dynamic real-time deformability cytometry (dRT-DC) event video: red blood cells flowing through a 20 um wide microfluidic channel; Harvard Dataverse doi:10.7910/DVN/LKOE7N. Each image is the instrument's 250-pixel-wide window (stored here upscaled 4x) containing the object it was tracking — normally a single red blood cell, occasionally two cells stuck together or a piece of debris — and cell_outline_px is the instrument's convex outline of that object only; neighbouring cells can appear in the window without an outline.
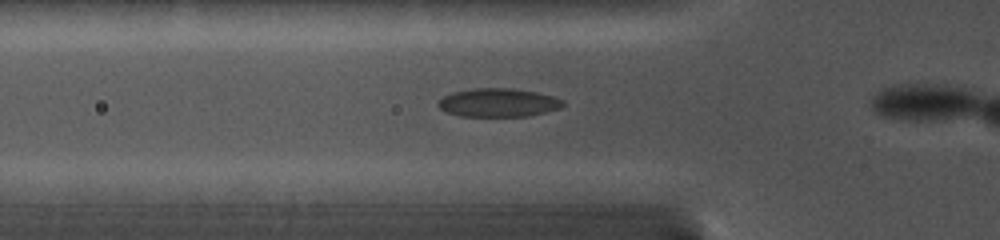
{"species": "common noctule bat (a hibernating species)", "species_latin": "Nyctalus noctula", "temperature_condition": "cold", "stored_images_in_passage": 9, "camera_frame_rate_fps": 5000, "um_per_image_px": 0.085, "animal": {"sex": "female", "body_mass_g": 19.0, "forearm_length_mm": 56.7}, "frame": {"image": 1, "passage_image": 2, "time_ms": 0.4, "image_size_px": [1000, 240], "cell_outline_px": [[564, 104], [560, 108], [528, 116], [460, 116], [448, 112], [440, 108], [436, 104], [444, 96], [452, 92], [472, 88], [512, 88], [536, 92], [552, 96], [564, 100]], "centroid_in_image_um": [42.35, 8.71], "position_along_channel_um": 83.5, "area_um2": 20.63}}
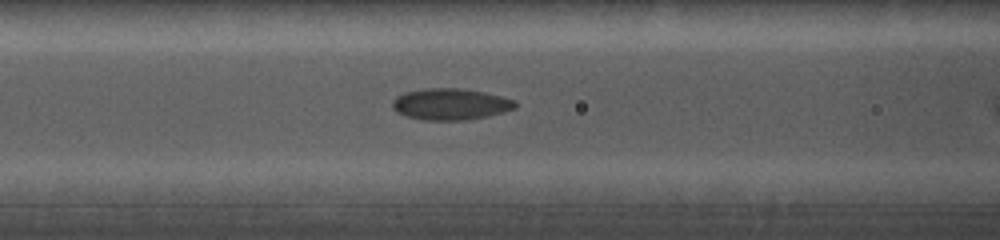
{"frame": {"image": 2, "passage_image": 6, "time_ms": 1.6, "image_size_px": [1000, 240], "cell_outline_px": [[516, 108], [504, 112], [488, 116], [464, 120], [424, 120], [408, 116], [396, 112], [392, 108], [392, 100], [396, 96], [404, 92], [424, 88], [460, 88], [484, 92], [516, 100]], "centroid_in_image_um": [38.28, 8.85], "position_along_channel_um": 128.3, "area_um2": 22.6}}
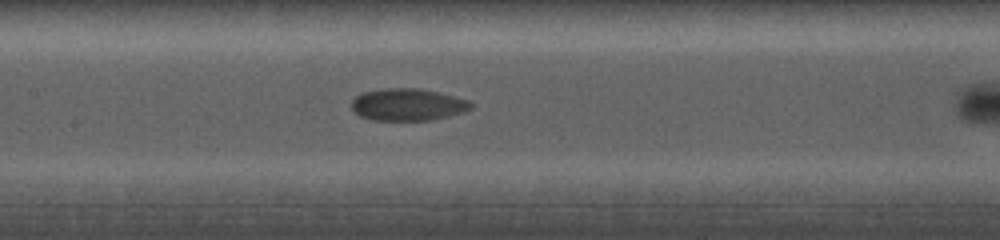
{"frame": {"image": 3, "passage_image": 8, "time_ms": 2.8, "image_size_px": [1000, 240], "cell_outline_px": [[472, 108], [464, 112], [448, 116], [428, 120], [372, 120], [360, 116], [352, 108], [352, 100], [356, 96], [364, 92], [384, 88], [420, 88], [440, 92], [468, 100], [472, 104]], "centroid_in_image_um": [34.67, 8.88], "position_along_channel_um": 172.7, "area_um2": 22.31}}